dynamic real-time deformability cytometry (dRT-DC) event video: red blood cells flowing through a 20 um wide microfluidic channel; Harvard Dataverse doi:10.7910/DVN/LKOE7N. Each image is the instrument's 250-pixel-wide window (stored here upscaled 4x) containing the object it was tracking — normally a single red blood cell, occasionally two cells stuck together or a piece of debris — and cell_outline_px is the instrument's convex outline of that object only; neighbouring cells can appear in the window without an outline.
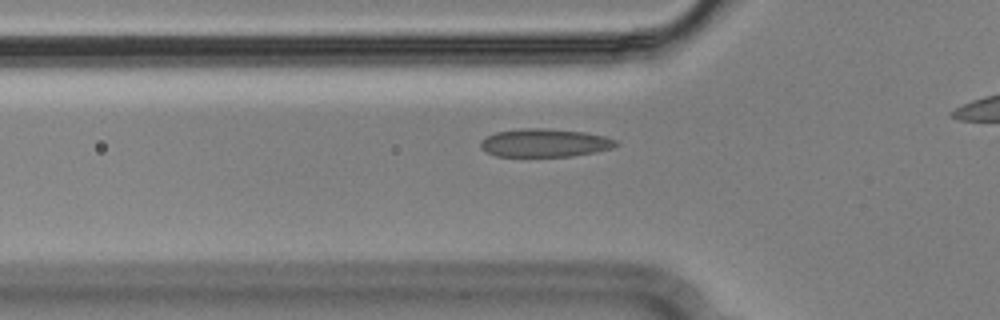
{"species": "Egyptian fruit bat (a non-hibernating species)", "species_latin": "Rousettus aegyptiacus", "temperature_condition": "cold", "stored_images_in_passage": 29, "camera_frame_rate_fps": 3000, "um_per_image_px": 0.085, "animal": {"sex": "male"}, "frame": {"image": 1, "passage_image": 2, "time_ms": 0.333, "image_size_px": [1000, 320], "cell_outline_px": [[620, 144], [612, 148], [596, 152], [572, 156], [496, 156], [484, 152], [480, 148], [480, 140], [496, 132], [520, 128], [544, 128], [584, 132], [604, 136], [616, 140]], "centroid_in_image_um": [46.28, 12.14], "position_along_channel_um": 79.5, "area_um2": 22.37}}
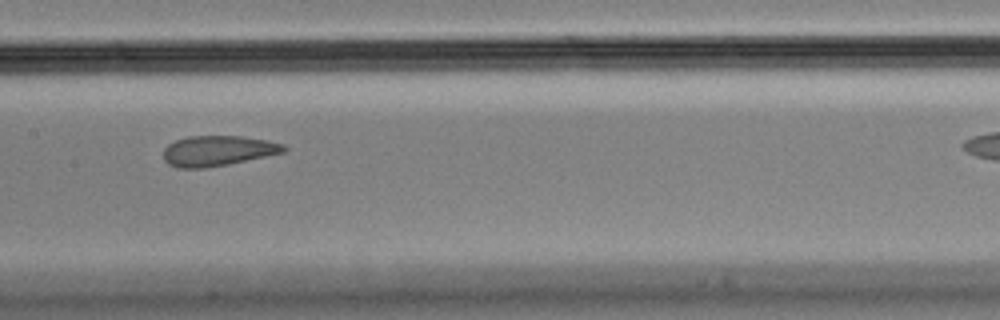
{"frame": {"image": 2, "passage_image": 11, "time_ms": 3.333, "image_size_px": [1000, 320], "cell_outline_px": [[288, 148], [284, 152], [228, 164], [204, 168], [176, 168], [168, 164], [164, 160], [164, 148], [168, 144], [176, 140], [188, 136], [240, 136], [264, 140], [284, 144]], "centroid_in_image_um": [18.48, 12.82], "position_along_channel_um": 188.9, "area_um2": 21.15}}
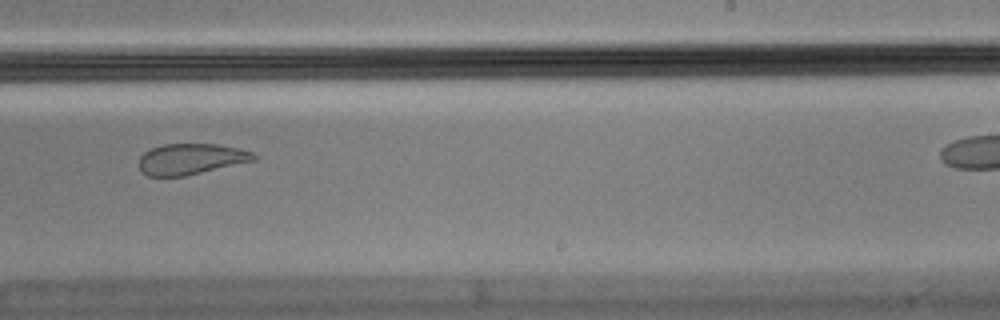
{"frame": {"image": 3, "passage_image": 18, "time_ms": 5.667, "image_size_px": [1000, 320], "cell_outline_px": [[256, 160], [184, 176], [148, 176], [140, 172], [140, 156], [144, 152], [152, 148], [164, 144], [216, 144], [236, 148], [252, 152], [256, 156]], "centroid_in_image_um": [16.2, 13.52], "position_along_channel_um": 272.8, "area_um2": 20.46}}